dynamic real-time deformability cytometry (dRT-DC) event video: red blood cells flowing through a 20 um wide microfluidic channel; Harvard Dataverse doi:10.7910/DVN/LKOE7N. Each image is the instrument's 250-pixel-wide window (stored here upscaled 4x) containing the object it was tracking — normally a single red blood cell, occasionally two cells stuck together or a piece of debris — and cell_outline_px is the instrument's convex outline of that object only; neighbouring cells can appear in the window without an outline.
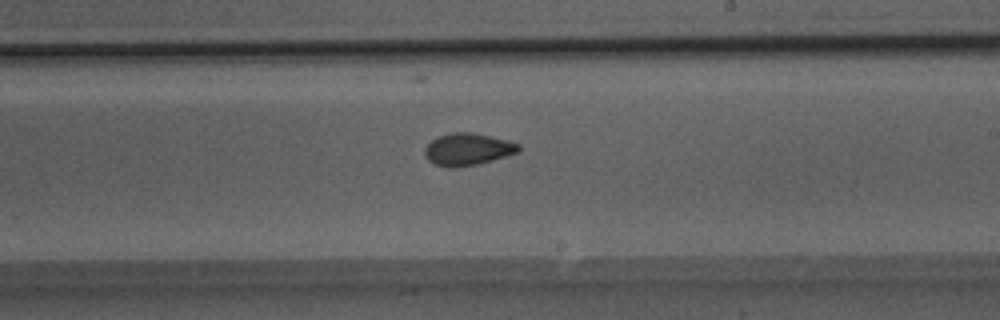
{"species": "Egyptian fruit bat (a non-hibernating species)", "species_latin": "Rousettus aegyptiacus", "temperature_condition": "room temperature", "stored_images_in_passage": 42, "camera_frame_rate_fps": 3000, "um_per_image_px": 0.085, "animal": {"sex": "male"}, "frame": {"image": 1, "passage_image": 21, "time_ms": 6.667, "image_size_px": [1000, 320], "cell_outline_px": [[520, 148], [516, 152], [492, 160], [476, 164], [456, 168], [448, 168], [432, 164], [424, 156], [424, 148], [432, 140], [440, 136], [452, 132], [472, 132], [508, 140], [520, 144]], "centroid_in_image_um": [39.7, 12.7], "position_along_channel_um": 249.3, "area_um2": 17.57}}
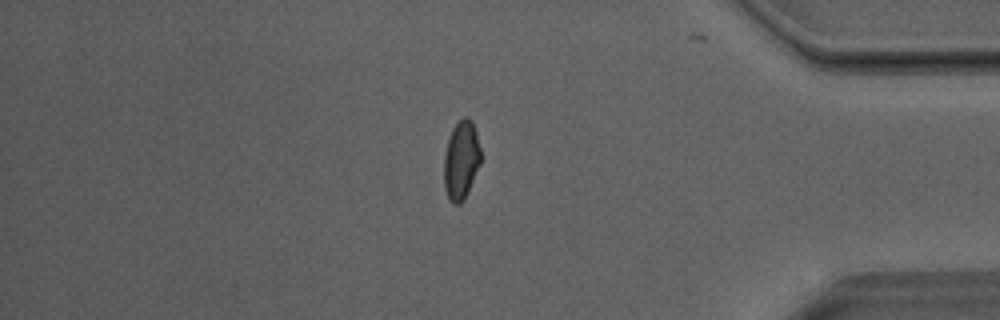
{"frame": {"image": 2, "passage_image": 34, "time_ms": 11.0, "image_size_px": [1000, 320], "cell_outline_px": [[480, 164], [468, 192], [464, 200], [460, 204], [452, 204], [444, 188], [444, 156], [448, 140], [452, 128], [464, 116], [468, 116], [472, 120], [476, 132], [480, 148]], "centroid_in_image_um": [39.2, 13.62], "position_along_channel_um": 396.0, "area_um2": 16.88}}
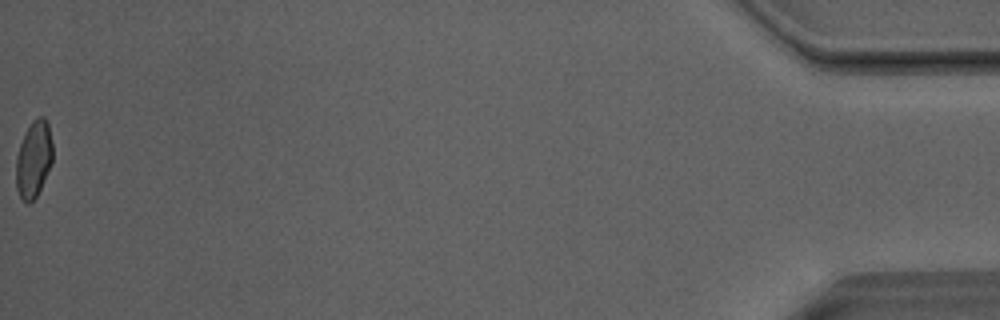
{"frame": {"image": 3, "passage_image": 42, "time_ms": 13.667, "image_size_px": [1000, 320], "cell_outline_px": [[52, 164], [36, 196], [28, 204], [20, 196], [16, 188], [16, 156], [24, 132], [32, 120], [36, 116], [44, 116], [48, 120], [52, 144]], "centroid_in_image_um": [2.86, 13.47], "position_along_channel_um": 432.3, "area_um2": 16.53}, "authors_computed_cell_mechanics": {"area_um2": 17.1377, "velocity_mm_per_s": 4.0553, "shape_relaxation_time_tau1_ms": 5.2636, "shape_relaxation_time_tau2_ms": 1.5497, "deformation_change_tau1": 0.1063, "deformation_change_tau2": 0.0442}}